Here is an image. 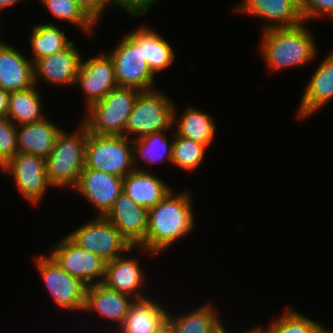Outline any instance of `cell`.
I'll return each mask as SVG.
<instances>
[{
  "label": "cell",
  "instance_id": "31",
  "mask_svg": "<svg viewBox=\"0 0 333 333\" xmlns=\"http://www.w3.org/2000/svg\"><path fill=\"white\" fill-rule=\"evenodd\" d=\"M172 166L189 173L195 171L206 159L207 147L199 142L173 133Z\"/></svg>",
  "mask_w": 333,
  "mask_h": 333
},
{
  "label": "cell",
  "instance_id": "30",
  "mask_svg": "<svg viewBox=\"0 0 333 333\" xmlns=\"http://www.w3.org/2000/svg\"><path fill=\"white\" fill-rule=\"evenodd\" d=\"M265 333H325L328 329L301 312L285 308L280 317L272 319Z\"/></svg>",
  "mask_w": 333,
  "mask_h": 333
},
{
  "label": "cell",
  "instance_id": "24",
  "mask_svg": "<svg viewBox=\"0 0 333 333\" xmlns=\"http://www.w3.org/2000/svg\"><path fill=\"white\" fill-rule=\"evenodd\" d=\"M175 108L174 105L172 126H176L174 128L176 135L199 142L207 148L214 143L216 123L212 115L192 106L186 108L177 120L178 111Z\"/></svg>",
  "mask_w": 333,
  "mask_h": 333
},
{
  "label": "cell",
  "instance_id": "6",
  "mask_svg": "<svg viewBox=\"0 0 333 333\" xmlns=\"http://www.w3.org/2000/svg\"><path fill=\"white\" fill-rule=\"evenodd\" d=\"M107 54L112 58L118 86L154 89L155 75L142 54V26L130 31Z\"/></svg>",
  "mask_w": 333,
  "mask_h": 333
},
{
  "label": "cell",
  "instance_id": "26",
  "mask_svg": "<svg viewBox=\"0 0 333 333\" xmlns=\"http://www.w3.org/2000/svg\"><path fill=\"white\" fill-rule=\"evenodd\" d=\"M217 311L209 301L190 312L181 313V316H173L168 311L167 317L172 321L176 333H213L222 325Z\"/></svg>",
  "mask_w": 333,
  "mask_h": 333
},
{
  "label": "cell",
  "instance_id": "11",
  "mask_svg": "<svg viewBox=\"0 0 333 333\" xmlns=\"http://www.w3.org/2000/svg\"><path fill=\"white\" fill-rule=\"evenodd\" d=\"M50 251V256L68 274L87 286L103 283L106 261L77 246L67 235Z\"/></svg>",
  "mask_w": 333,
  "mask_h": 333
},
{
  "label": "cell",
  "instance_id": "1",
  "mask_svg": "<svg viewBox=\"0 0 333 333\" xmlns=\"http://www.w3.org/2000/svg\"><path fill=\"white\" fill-rule=\"evenodd\" d=\"M180 192L172 190L148 210L144 248L136 246V249L157 256L191 234L195 227L192 196L187 190Z\"/></svg>",
  "mask_w": 333,
  "mask_h": 333
},
{
  "label": "cell",
  "instance_id": "10",
  "mask_svg": "<svg viewBox=\"0 0 333 333\" xmlns=\"http://www.w3.org/2000/svg\"><path fill=\"white\" fill-rule=\"evenodd\" d=\"M2 174H12L17 190L31 205H37L52 185L46 173V158L16 153L1 168ZM9 172V173H8Z\"/></svg>",
  "mask_w": 333,
  "mask_h": 333
},
{
  "label": "cell",
  "instance_id": "13",
  "mask_svg": "<svg viewBox=\"0 0 333 333\" xmlns=\"http://www.w3.org/2000/svg\"><path fill=\"white\" fill-rule=\"evenodd\" d=\"M81 87L85 95V108L103 99L117 87L112 58L104 52L82 60L80 72L74 87Z\"/></svg>",
  "mask_w": 333,
  "mask_h": 333
},
{
  "label": "cell",
  "instance_id": "27",
  "mask_svg": "<svg viewBox=\"0 0 333 333\" xmlns=\"http://www.w3.org/2000/svg\"><path fill=\"white\" fill-rule=\"evenodd\" d=\"M142 54L151 72L156 76L175 61L172 45L150 26H142Z\"/></svg>",
  "mask_w": 333,
  "mask_h": 333
},
{
  "label": "cell",
  "instance_id": "3",
  "mask_svg": "<svg viewBox=\"0 0 333 333\" xmlns=\"http://www.w3.org/2000/svg\"><path fill=\"white\" fill-rule=\"evenodd\" d=\"M80 124L74 133L62 129L46 158V173L53 188L71 187L74 190L85 168L88 130L83 123Z\"/></svg>",
  "mask_w": 333,
  "mask_h": 333
},
{
  "label": "cell",
  "instance_id": "42",
  "mask_svg": "<svg viewBox=\"0 0 333 333\" xmlns=\"http://www.w3.org/2000/svg\"><path fill=\"white\" fill-rule=\"evenodd\" d=\"M325 333H333L332 330L329 331V329Z\"/></svg>",
  "mask_w": 333,
  "mask_h": 333
},
{
  "label": "cell",
  "instance_id": "16",
  "mask_svg": "<svg viewBox=\"0 0 333 333\" xmlns=\"http://www.w3.org/2000/svg\"><path fill=\"white\" fill-rule=\"evenodd\" d=\"M132 246L144 248L148 226V210L137 205L124 192L105 216Z\"/></svg>",
  "mask_w": 333,
  "mask_h": 333
},
{
  "label": "cell",
  "instance_id": "38",
  "mask_svg": "<svg viewBox=\"0 0 333 333\" xmlns=\"http://www.w3.org/2000/svg\"><path fill=\"white\" fill-rule=\"evenodd\" d=\"M153 333H176V330L172 321L166 317Z\"/></svg>",
  "mask_w": 333,
  "mask_h": 333
},
{
  "label": "cell",
  "instance_id": "34",
  "mask_svg": "<svg viewBox=\"0 0 333 333\" xmlns=\"http://www.w3.org/2000/svg\"><path fill=\"white\" fill-rule=\"evenodd\" d=\"M300 11L307 24L318 18L321 20L324 16L333 19V0H302Z\"/></svg>",
  "mask_w": 333,
  "mask_h": 333
},
{
  "label": "cell",
  "instance_id": "5",
  "mask_svg": "<svg viewBox=\"0 0 333 333\" xmlns=\"http://www.w3.org/2000/svg\"><path fill=\"white\" fill-rule=\"evenodd\" d=\"M168 97L155 88L140 91L122 136L138 139L147 134L172 130L175 102ZM133 134H136L135 138Z\"/></svg>",
  "mask_w": 333,
  "mask_h": 333
},
{
  "label": "cell",
  "instance_id": "36",
  "mask_svg": "<svg viewBox=\"0 0 333 333\" xmlns=\"http://www.w3.org/2000/svg\"><path fill=\"white\" fill-rule=\"evenodd\" d=\"M77 5L98 25L101 14L111 7L110 0H74ZM110 5V6H109Z\"/></svg>",
  "mask_w": 333,
  "mask_h": 333
},
{
  "label": "cell",
  "instance_id": "23",
  "mask_svg": "<svg viewBox=\"0 0 333 333\" xmlns=\"http://www.w3.org/2000/svg\"><path fill=\"white\" fill-rule=\"evenodd\" d=\"M158 303L149 296L135 299L122 325L112 333H153L168 315V309Z\"/></svg>",
  "mask_w": 333,
  "mask_h": 333
},
{
  "label": "cell",
  "instance_id": "22",
  "mask_svg": "<svg viewBox=\"0 0 333 333\" xmlns=\"http://www.w3.org/2000/svg\"><path fill=\"white\" fill-rule=\"evenodd\" d=\"M47 119L17 126L18 153L49 156L62 129Z\"/></svg>",
  "mask_w": 333,
  "mask_h": 333
},
{
  "label": "cell",
  "instance_id": "39",
  "mask_svg": "<svg viewBox=\"0 0 333 333\" xmlns=\"http://www.w3.org/2000/svg\"><path fill=\"white\" fill-rule=\"evenodd\" d=\"M23 0H0V10L6 9L10 6H13L17 3L22 2ZM1 12V11H0Z\"/></svg>",
  "mask_w": 333,
  "mask_h": 333
},
{
  "label": "cell",
  "instance_id": "20",
  "mask_svg": "<svg viewBox=\"0 0 333 333\" xmlns=\"http://www.w3.org/2000/svg\"><path fill=\"white\" fill-rule=\"evenodd\" d=\"M139 262L137 258H128L127 254L107 262L103 284L134 299L147 297L144 291L142 292L146 282L145 272Z\"/></svg>",
  "mask_w": 333,
  "mask_h": 333
},
{
  "label": "cell",
  "instance_id": "41",
  "mask_svg": "<svg viewBox=\"0 0 333 333\" xmlns=\"http://www.w3.org/2000/svg\"><path fill=\"white\" fill-rule=\"evenodd\" d=\"M213 333H226V328L222 324L217 330H215Z\"/></svg>",
  "mask_w": 333,
  "mask_h": 333
},
{
  "label": "cell",
  "instance_id": "9",
  "mask_svg": "<svg viewBox=\"0 0 333 333\" xmlns=\"http://www.w3.org/2000/svg\"><path fill=\"white\" fill-rule=\"evenodd\" d=\"M35 262L51 300L66 311L83 312L87 285L65 272L49 254L36 257Z\"/></svg>",
  "mask_w": 333,
  "mask_h": 333
},
{
  "label": "cell",
  "instance_id": "17",
  "mask_svg": "<svg viewBox=\"0 0 333 333\" xmlns=\"http://www.w3.org/2000/svg\"><path fill=\"white\" fill-rule=\"evenodd\" d=\"M319 64L301 97L296 113L300 120L309 118L333 99V52Z\"/></svg>",
  "mask_w": 333,
  "mask_h": 333
},
{
  "label": "cell",
  "instance_id": "28",
  "mask_svg": "<svg viewBox=\"0 0 333 333\" xmlns=\"http://www.w3.org/2000/svg\"><path fill=\"white\" fill-rule=\"evenodd\" d=\"M167 131H160L133 139V164L134 169L140 170L137 166L139 160L145 161V165H154L164 160L172 164L173 138L171 143L167 142ZM138 162V163H137Z\"/></svg>",
  "mask_w": 333,
  "mask_h": 333
},
{
  "label": "cell",
  "instance_id": "12",
  "mask_svg": "<svg viewBox=\"0 0 333 333\" xmlns=\"http://www.w3.org/2000/svg\"><path fill=\"white\" fill-rule=\"evenodd\" d=\"M93 207L96 216H106L123 192V178L93 168H84L74 188Z\"/></svg>",
  "mask_w": 333,
  "mask_h": 333
},
{
  "label": "cell",
  "instance_id": "14",
  "mask_svg": "<svg viewBox=\"0 0 333 333\" xmlns=\"http://www.w3.org/2000/svg\"><path fill=\"white\" fill-rule=\"evenodd\" d=\"M76 47L72 42L67 48L36 60L33 63L35 85L45 80L53 86H74L84 58Z\"/></svg>",
  "mask_w": 333,
  "mask_h": 333
},
{
  "label": "cell",
  "instance_id": "2",
  "mask_svg": "<svg viewBox=\"0 0 333 333\" xmlns=\"http://www.w3.org/2000/svg\"><path fill=\"white\" fill-rule=\"evenodd\" d=\"M306 22L287 28L262 31L259 51L268 71H281L308 65L317 57V45Z\"/></svg>",
  "mask_w": 333,
  "mask_h": 333
},
{
  "label": "cell",
  "instance_id": "25",
  "mask_svg": "<svg viewBox=\"0 0 333 333\" xmlns=\"http://www.w3.org/2000/svg\"><path fill=\"white\" fill-rule=\"evenodd\" d=\"M41 103L36 85L26 90L10 92L7 118L16 126L42 120L45 117Z\"/></svg>",
  "mask_w": 333,
  "mask_h": 333
},
{
  "label": "cell",
  "instance_id": "37",
  "mask_svg": "<svg viewBox=\"0 0 333 333\" xmlns=\"http://www.w3.org/2000/svg\"><path fill=\"white\" fill-rule=\"evenodd\" d=\"M10 92L0 87V117H7Z\"/></svg>",
  "mask_w": 333,
  "mask_h": 333
},
{
  "label": "cell",
  "instance_id": "35",
  "mask_svg": "<svg viewBox=\"0 0 333 333\" xmlns=\"http://www.w3.org/2000/svg\"><path fill=\"white\" fill-rule=\"evenodd\" d=\"M160 0H110L111 6L114 8H121L130 16H142L148 14V11L154 4Z\"/></svg>",
  "mask_w": 333,
  "mask_h": 333
},
{
  "label": "cell",
  "instance_id": "18",
  "mask_svg": "<svg viewBox=\"0 0 333 333\" xmlns=\"http://www.w3.org/2000/svg\"><path fill=\"white\" fill-rule=\"evenodd\" d=\"M135 299L129 295L119 293L108 288L103 283L87 286L85 308L83 313L94 312L104 320H111L117 330L123 323L132 302Z\"/></svg>",
  "mask_w": 333,
  "mask_h": 333
},
{
  "label": "cell",
  "instance_id": "40",
  "mask_svg": "<svg viewBox=\"0 0 333 333\" xmlns=\"http://www.w3.org/2000/svg\"><path fill=\"white\" fill-rule=\"evenodd\" d=\"M226 333H228L227 329H226ZM242 333H265L264 327H262V325L260 326H255L252 327L251 329H248L247 331L245 330V332Z\"/></svg>",
  "mask_w": 333,
  "mask_h": 333
},
{
  "label": "cell",
  "instance_id": "4",
  "mask_svg": "<svg viewBox=\"0 0 333 333\" xmlns=\"http://www.w3.org/2000/svg\"><path fill=\"white\" fill-rule=\"evenodd\" d=\"M139 92L134 87L117 86L103 99L92 103L80 121L95 135L122 136Z\"/></svg>",
  "mask_w": 333,
  "mask_h": 333
},
{
  "label": "cell",
  "instance_id": "15",
  "mask_svg": "<svg viewBox=\"0 0 333 333\" xmlns=\"http://www.w3.org/2000/svg\"><path fill=\"white\" fill-rule=\"evenodd\" d=\"M235 12L259 17L264 24L262 31L273 28H287L304 22L298 0H242Z\"/></svg>",
  "mask_w": 333,
  "mask_h": 333
},
{
  "label": "cell",
  "instance_id": "32",
  "mask_svg": "<svg viewBox=\"0 0 333 333\" xmlns=\"http://www.w3.org/2000/svg\"><path fill=\"white\" fill-rule=\"evenodd\" d=\"M50 13L58 18L84 31L85 34L93 35L96 23L81 9L74 0H39ZM93 28V29H92Z\"/></svg>",
  "mask_w": 333,
  "mask_h": 333
},
{
  "label": "cell",
  "instance_id": "8",
  "mask_svg": "<svg viewBox=\"0 0 333 333\" xmlns=\"http://www.w3.org/2000/svg\"><path fill=\"white\" fill-rule=\"evenodd\" d=\"M67 236L77 246L98 255L106 262L136 250V246H132L105 216L92 218Z\"/></svg>",
  "mask_w": 333,
  "mask_h": 333
},
{
  "label": "cell",
  "instance_id": "33",
  "mask_svg": "<svg viewBox=\"0 0 333 333\" xmlns=\"http://www.w3.org/2000/svg\"><path fill=\"white\" fill-rule=\"evenodd\" d=\"M16 134L17 126L7 117H0V168L18 153Z\"/></svg>",
  "mask_w": 333,
  "mask_h": 333
},
{
  "label": "cell",
  "instance_id": "19",
  "mask_svg": "<svg viewBox=\"0 0 333 333\" xmlns=\"http://www.w3.org/2000/svg\"><path fill=\"white\" fill-rule=\"evenodd\" d=\"M14 46L0 41V87L8 92L35 86L34 64Z\"/></svg>",
  "mask_w": 333,
  "mask_h": 333
},
{
  "label": "cell",
  "instance_id": "21",
  "mask_svg": "<svg viewBox=\"0 0 333 333\" xmlns=\"http://www.w3.org/2000/svg\"><path fill=\"white\" fill-rule=\"evenodd\" d=\"M172 190L170 184L144 167H140V170L134 169L123 177V192L147 210L157 205Z\"/></svg>",
  "mask_w": 333,
  "mask_h": 333
},
{
  "label": "cell",
  "instance_id": "29",
  "mask_svg": "<svg viewBox=\"0 0 333 333\" xmlns=\"http://www.w3.org/2000/svg\"><path fill=\"white\" fill-rule=\"evenodd\" d=\"M56 23L33 24L30 33V45L33 51L31 61L59 52L67 48L73 41H69L67 35Z\"/></svg>",
  "mask_w": 333,
  "mask_h": 333
},
{
  "label": "cell",
  "instance_id": "7",
  "mask_svg": "<svg viewBox=\"0 0 333 333\" xmlns=\"http://www.w3.org/2000/svg\"><path fill=\"white\" fill-rule=\"evenodd\" d=\"M85 168L125 177L134 170L133 139L88 132Z\"/></svg>",
  "mask_w": 333,
  "mask_h": 333
}]
</instances>
